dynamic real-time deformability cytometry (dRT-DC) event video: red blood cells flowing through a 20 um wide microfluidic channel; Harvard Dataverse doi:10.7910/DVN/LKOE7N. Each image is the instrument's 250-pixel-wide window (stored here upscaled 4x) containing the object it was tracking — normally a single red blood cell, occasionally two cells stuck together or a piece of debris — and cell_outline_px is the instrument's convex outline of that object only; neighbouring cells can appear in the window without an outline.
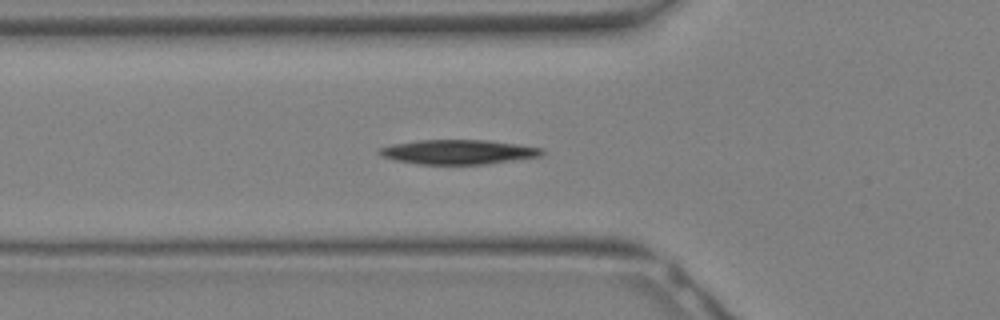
{"species": "Egyptian fruit bat (a non-hibernating species)", "species_latin": "Rousettus aegyptiacus", "temperature_condition": "warm", "stored_images_in_passage": 25, "segment_of_instrument_passage": [1, 2], "camera_frame_rate_fps": 3000, "um_per_image_px": 0.085, "animal": {"sex": "female"}, "frame": {"image": 1, "passage_image": 3, "time_ms": 0.667, "image_size_px": [1000, 320], "cell_outline_px": [[544, 152], [540, 156], [488, 164], [416, 164], [396, 160], [384, 156], [376, 152], [380, 148], [392, 144], [416, 140], [484, 140], [540, 148]], "centroid_in_image_um": [38.89, 12.92], "position_along_channel_um": 86.9, "area_um2": 22.89}}
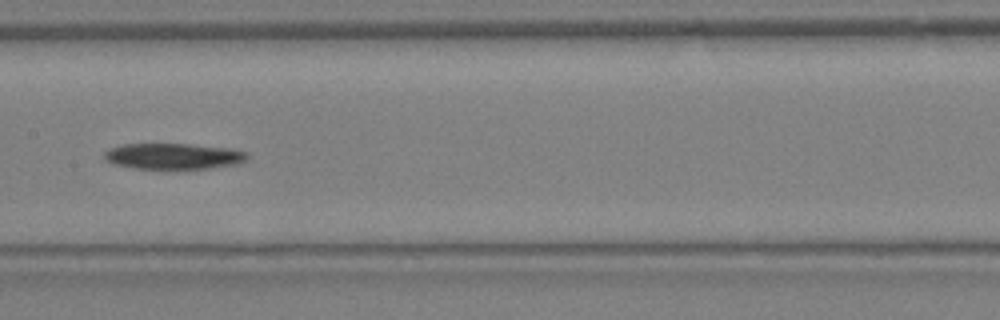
{"frame": {"image": 2, "passage_image": 8, "time_ms": 2.333, "image_size_px": [1000, 320], "cell_outline_px": [[248, 156], [240, 164], [208, 168], [132, 168], [112, 164], [104, 160], [104, 152], [108, 148], [124, 144], [188, 144], [232, 148], [248, 152]], "centroid_in_image_um": [14.72, 13.27], "position_along_channel_um": 192.7, "area_um2": 21.68}}
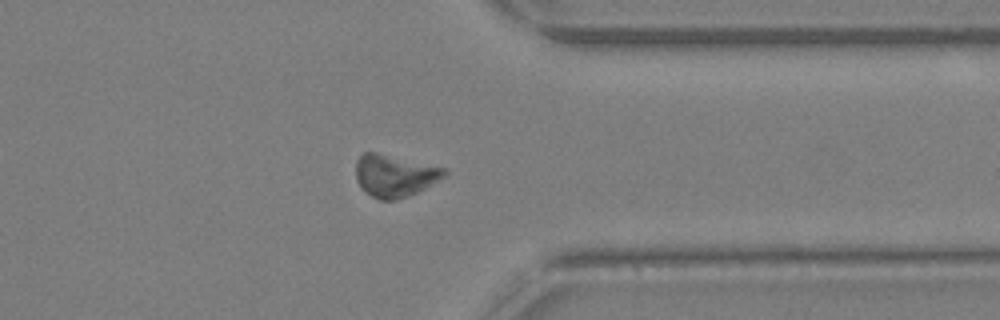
{"frame": {"image": 3, "passage_image": 17, "time_ms": 5.333, "image_size_px": [1000, 320], "cell_outline_px": [[448, 176], [408, 196], [396, 200], [380, 200], [364, 192], [356, 180], [356, 160], [364, 152], [376, 152], [444, 168], [448, 172]], "centroid_in_image_um": [33.53, 14.94], "position_along_channel_um": 377.9, "area_um2": 21.73}}